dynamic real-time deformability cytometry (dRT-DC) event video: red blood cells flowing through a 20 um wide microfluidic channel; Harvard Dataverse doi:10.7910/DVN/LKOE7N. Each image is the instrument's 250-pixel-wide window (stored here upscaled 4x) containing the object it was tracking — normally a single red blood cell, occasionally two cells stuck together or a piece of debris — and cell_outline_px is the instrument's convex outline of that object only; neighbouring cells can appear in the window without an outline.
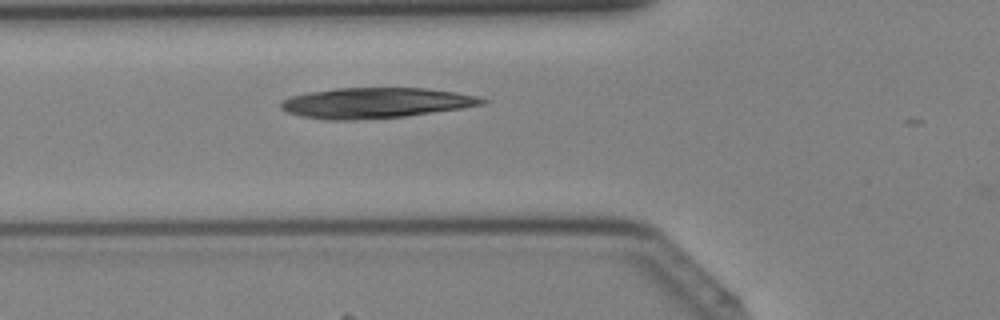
{"species": "Egyptian fruit bat (a non-hibernating species)", "species_latin": "Rousettus aegyptiacus", "temperature_condition": "cold", "stored_images_in_passage": 5, "camera_frame_rate_fps": 3000, "um_per_image_px": 0.085, "animal": {"sex": "female"}, "frame": {"image": 1, "passage_image": 4, "time_ms": 1.0, "image_size_px": [1000, 320], "cell_outline_px": [[488, 100], [484, 104], [460, 108], [404, 116], [356, 120], [324, 120], [300, 116], [288, 112], [280, 108], [280, 100], [288, 96], [308, 92], [336, 88], [428, 88], [456, 92], [480, 96]], "centroid_in_image_um": [31.88, 8.74], "position_along_channel_um": 93.9, "area_um2": 35.89}}